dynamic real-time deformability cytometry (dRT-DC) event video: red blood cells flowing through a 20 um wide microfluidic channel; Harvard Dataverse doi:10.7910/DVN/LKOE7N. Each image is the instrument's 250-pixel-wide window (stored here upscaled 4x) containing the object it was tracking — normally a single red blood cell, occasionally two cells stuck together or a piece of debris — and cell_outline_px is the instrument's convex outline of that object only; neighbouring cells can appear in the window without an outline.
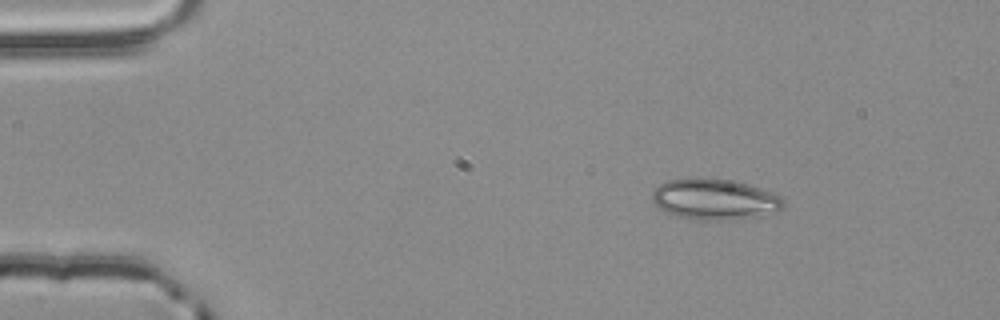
{"species": "common noctule bat (a hibernating species)", "species_latin": "Nyctalus noctula", "temperature_condition": "room temperature", "stored_images_in_passage": 3, "camera_frame_rate_fps": 3000, "um_per_image_px": 0.085, "animal": {"sex": "male", "body_mass_g": 20.4}, "frame": {"image": 1, "passage_image": 2, "time_ms": 0.333, "image_size_px": [1000, 320], "cell_outline_px": [[784, 208], [776, 212], [760, 216], [732, 220], [688, 220], [668, 212], [652, 204], [652, 192], [660, 184], [668, 180], [688, 176], [700, 176], [728, 180], [748, 184], [772, 192], [780, 196], [784, 200]], "centroid_in_image_um": [60.73, 16.93], "position_along_channel_um": 24.3, "area_um2": 31.96}}